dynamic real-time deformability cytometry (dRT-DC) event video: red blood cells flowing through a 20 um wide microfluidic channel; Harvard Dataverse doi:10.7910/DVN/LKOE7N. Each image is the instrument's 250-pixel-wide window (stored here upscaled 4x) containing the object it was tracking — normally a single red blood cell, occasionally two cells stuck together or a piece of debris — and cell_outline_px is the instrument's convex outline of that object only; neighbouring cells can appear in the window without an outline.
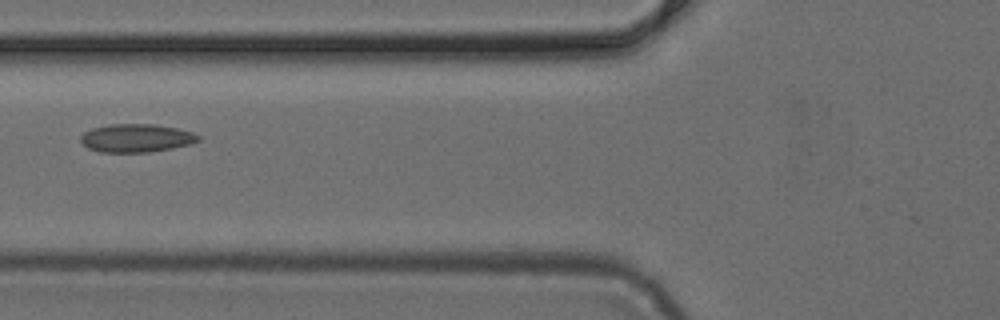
{"species": "common noctule bat (a hibernating species)", "species_latin": "Nyctalus noctula", "temperature_condition": "cold", "stored_images_in_passage": 6, "camera_frame_rate_fps": 3000, "um_per_image_px": 0.085, "animal": {"sex": "female", "body_mass_g": 24.6, "forearm_length_mm": 56.2}, "frame": {"image": 1, "passage_image": 6, "time_ms": 1.667, "image_size_px": [1000, 320], "cell_outline_px": [[200, 140], [188, 144], [172, 148], [148, 152], [100, 152], [88, 148], [80, 140], [80, 136], [84, 132], [92, 128], [108, 124], [156, 124], [176, 128], [192, 132], [200, 136]], "centroid_in_image_um": [11.56, 11.73], "position_along_channel_um": 114.2, "area_um2": 19.31}}